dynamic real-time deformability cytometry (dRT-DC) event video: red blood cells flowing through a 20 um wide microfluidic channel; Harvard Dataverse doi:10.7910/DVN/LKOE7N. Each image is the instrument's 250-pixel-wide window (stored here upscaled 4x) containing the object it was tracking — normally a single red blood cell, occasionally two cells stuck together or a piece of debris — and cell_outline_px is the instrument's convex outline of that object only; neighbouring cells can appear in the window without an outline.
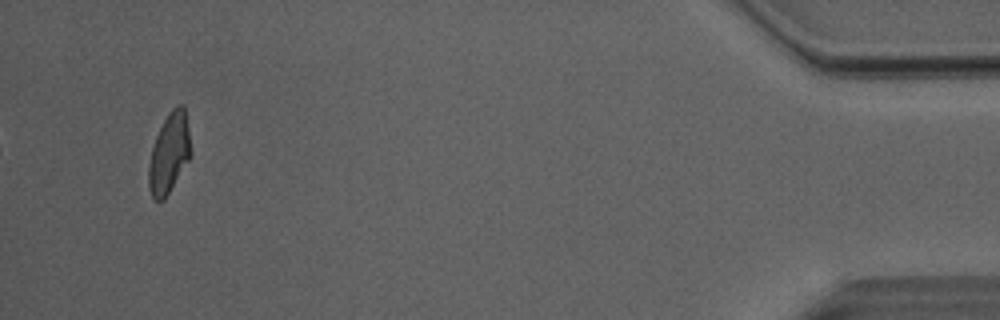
{"species": "Egyptian fruit bat (a non-hibernating species)", "species_latin": "Rousettus aegyptiacus", "temperature_condition": "room temperature", "stored_images_in_passage": 34, "camera_frame_rate_fps": 3000, "um_per_image_px": 0.085, "animal": {"sex": "male"}, "frame": {"image": 1, "passage_image": 34, "time_ms": 11.0, "image_size_px": [1000, 320], "cell_outline_px": [[192, 156], [164, 200], [152, 200], [148, 184], [148, 168], [152, 148], [156, 136], [168, 112], [176, 104], [184, 104], [192, 152]], "centroid_in_image_um": [14.39, 13.02], "position_along_channel_um": 420.8, "area_um2": 19.83}, "authors_computed_cell_mechanics": {"area_um2": 20.3456, "velocity_mm_per_s": 4.0768, "shape_relaxation_time_tau1_ms": 5.4569, "shape_relaxation_time_tau2_ms": 1.4148, "deformation_change_tau1": 0.1743, "deformation_change_tau2": 0.0887}}